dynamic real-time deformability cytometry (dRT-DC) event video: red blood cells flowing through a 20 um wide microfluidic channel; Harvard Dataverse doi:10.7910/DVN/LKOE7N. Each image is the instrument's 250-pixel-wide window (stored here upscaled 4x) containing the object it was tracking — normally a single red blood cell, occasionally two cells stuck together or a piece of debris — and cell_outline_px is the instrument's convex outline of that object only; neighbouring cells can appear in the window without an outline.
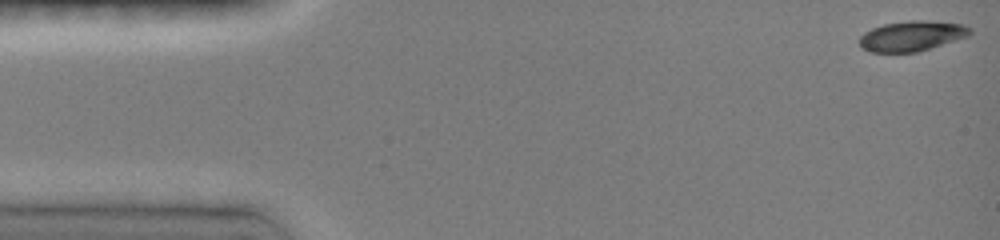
{"species": "common noctule bat (a hibernating species)", "species_latin": "Nyctalus noctula", "temperature_condition": "room temperature", "stored_images_in_passage": 18, "camera_frame_rate_fps": 3000, "um_per_image_px": 0.085, "animal": {"sex": "female", "body_mass_g": 19.0, "forearm_length_mm": 51.5}, "frame": {"image": 1, "passage_image": 1, "time_ms": 0.0, "image_size_px": [1000, 240], "cell_outline_px": [[972, 32], [968, 36], [916, 52], [868, 52], [860, 44], [860, 36], [864, 32], [872, 28], [884, 24], [912, 20], [924, 20], [964, 24], [972, 28]], "centroid_in_image_um": [77.51, 3.05], "position_along_channel_um": 7.5, "area_um2": 19.31}}
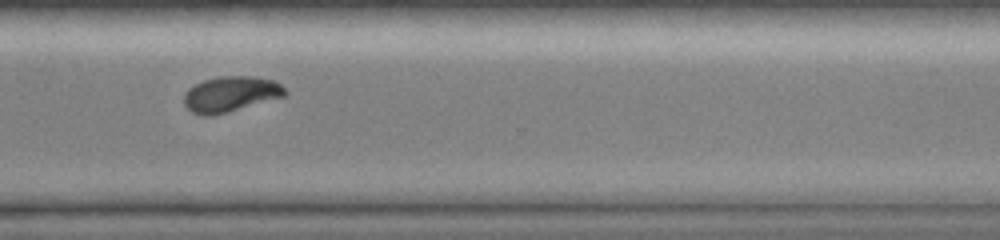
{"frame": {"image": 2, "passage_image": 15, "time_ms": 11.333, "image_size_px": [1000, 240], "cell_outline_px": [[288, 92], [284, 96], [212, 116], [204, 116], [192, 112], [184, 104], [184, 92], [188, 88], [204, 80], [220, 76], [256, 76], [272, 80], [280, 84]], "centroid_in_image_um": [19.58, 7.99], "position_along_channel_um": 351.0, "area_um2": 20.75}}
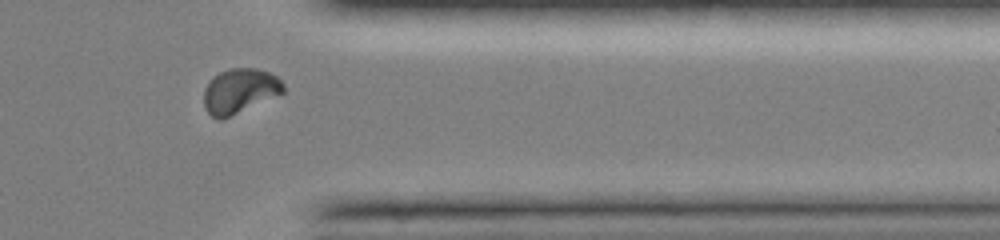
{"frame": {"image": 3, "passage_image": 16, "time_ms": 12.333, "image_size_px": [1000, 240], "cell_outline_px": [[284, 92], [220, 120], [212, 116], [204, 108], [204, 88], [212, 76], [228, 68], [256, 68], [268, 72], [276, 76], [284, 84]], "centroid_in_image_um": [20.34, 7.7], "position_along_channel_um": 391.1, "area_um2": 20.52}, "authors_computed_cell_mechanics": {"area_um2": 20.6346, "velocity_mm_per_s": 4.0955, "shape_relaxation_time_tau1_ms": 5.3608, "shape_relaxation_time_tau2_ms": 1.2945, "deformation_change_tau1": 0.1727, "deformation_change_tau2": 0.0315}}